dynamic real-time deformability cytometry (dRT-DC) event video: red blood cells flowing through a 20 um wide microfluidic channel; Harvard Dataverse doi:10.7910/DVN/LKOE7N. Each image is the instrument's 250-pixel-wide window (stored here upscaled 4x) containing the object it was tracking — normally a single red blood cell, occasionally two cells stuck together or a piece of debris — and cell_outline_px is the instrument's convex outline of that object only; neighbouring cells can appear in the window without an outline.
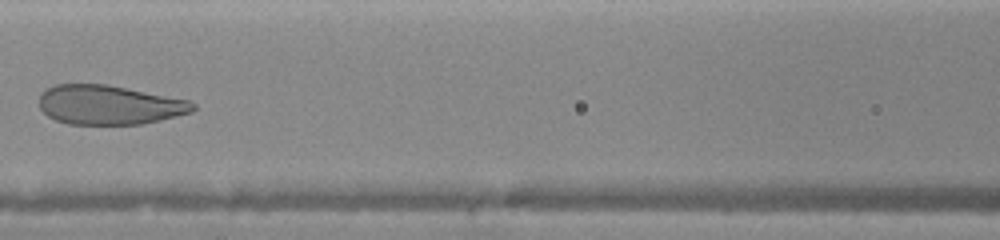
{"species": "human", "species_latin": "Homo sapiens", "temperature_condition": "warm", "stored_images_in_passage": 25, "camera_frame_rate_fps": 3000, "um_per_image_px": 0.085, "donor": {"sex": "female"}, "frame": {"image": 1, "passage_image": 9, "time_ms": 6.333, "image_size_px": [1000, 240], "cell_outline_px": [[196, 108], [192, 112], [160, 120], [140, 124], [68, 124], [56, 120], [48, 116], [40, 108], [40, 92], [56, 84], [104, 84], [192, 100], [196, 104]], "centroid_in_image_um": [9.3, 8.91], "position_along_channel_um": 157.3, "area_um2": 35.26}}
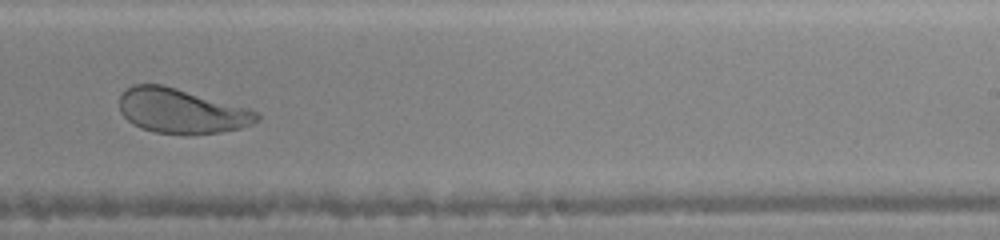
{"frame": {"image": 2, "passage_image": 15, "time_ms": 9.0, "image_size_px": [1000, 240], "cell_outline_px": [[260, 116], [252, 124], [240, 128], [220, 132], [156, 132], [140, 128], [132, 124], [120, 112], [120, 96], [132, 84], [164, 84], [248, 108], [256, 112]], "centroid_in_image_um": [15.38, 9.4], "position_along_channel_um": 273.6, "area_um2": 35.08}}
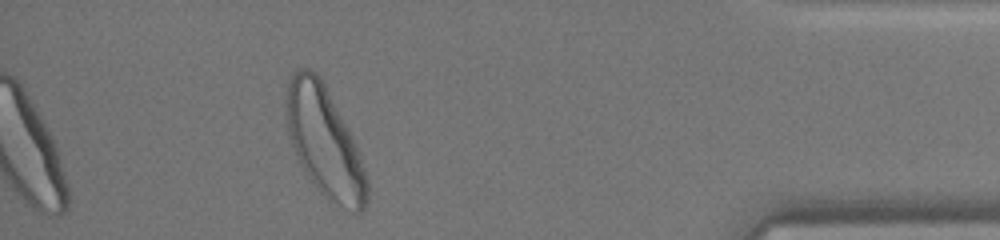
{"frame": {"image": 3, "passage_image": 25, "time_ms": 13.0, "image_size_px": [1000, 240], "cell_outline_px": [[368, 200], [364, 212], [356, 216], [328, 200], [316, 188], [300, 164], [292, 144], [288, 132], [288, 84], [296, 68], [308, 68], [316, 72], [320, 76], [352, 136], [368, 180]], "centroid_in_image_um": [27.64, 12.16], "position_along_channel_um": 407.6, "area_um2": 51.21}}